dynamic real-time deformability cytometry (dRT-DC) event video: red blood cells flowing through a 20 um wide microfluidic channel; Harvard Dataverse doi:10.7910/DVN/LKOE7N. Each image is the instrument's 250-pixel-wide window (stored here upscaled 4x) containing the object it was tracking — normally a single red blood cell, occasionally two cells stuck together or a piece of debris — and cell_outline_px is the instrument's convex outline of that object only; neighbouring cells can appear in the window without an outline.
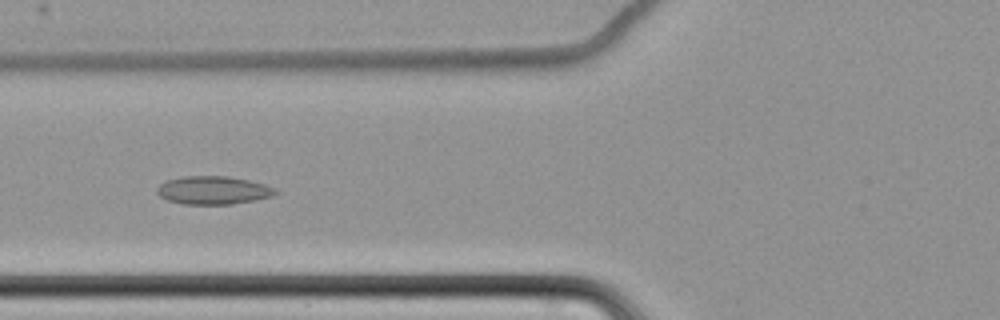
{"species": "common noctule bat (a hibernating species)", "species_latin": "Nyctalus noctula", "temperature_condition": "cold", "stored_images_in_passage": 41, "camera_frame_rate_fps": 3000, "um_per_image_px": 0.085, "animal": {"sex": "female", "body_mass_g": 22.7, "forearm_length_mm": 54.2}, "frame": {"image": 1, "passage_image": 5, "time_ms": 1.333, "image_size_px": [1000, 320], "cell_outline_px": [[280, 192], [272, 196], [256, 200], [232, 204], [184, 204], [168, 200], [160, 196], [156, 192], [156, 188], [164, 180], [184, 176], [228, 176], [248, 180], [264, 184], [276, 188]], "centroid_in_image_um": [18.13, 16.17], "position_along_channel_um": 107.7, "area_um2": 19.59}}
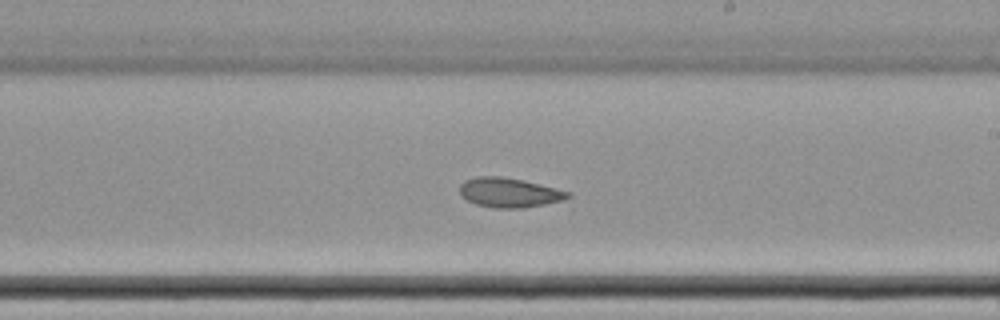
{"frame": {"image": 2, "passage_image": 17, "time_ms": 5.333, "image_size_px": [1000, 320], "cell_outline_px": [[572, 208], [492, 208], [476, 204], [460, 196], [460, 184], [464, 180], [476, 176], [504, 176], [524, 180], [572, 192]], "centroid_in_image_um": [43.63, 16.45], "position_along_channel_um": 245.4, "area_um2": 20.63}}
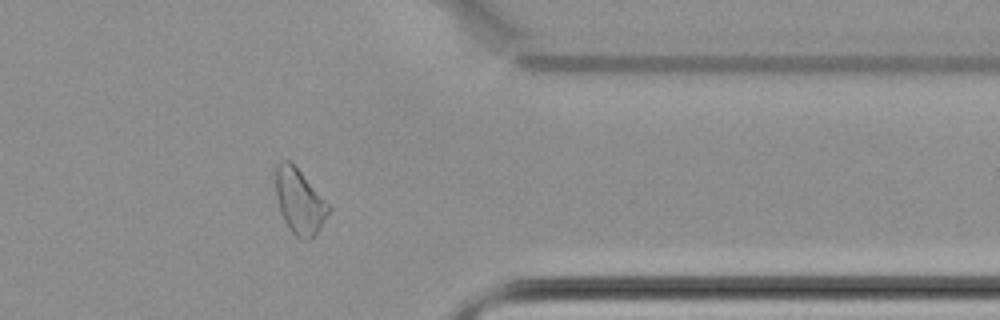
{"frame": {"image": 3, "passage_image": 30, "time_ms": 9.667, "image_size_px": [1000, 320], "cell_outline_px": [[332, 208], [320, 228], [308, 240], [300, 240], [292, 232], [284, 220], [280, 212], [276, 196], [276, 164], [280, 160], [288, 160], [300, 172]], "centroid_in_image_um": [25.44, 17.14], "position_along_channel_um": 386.0, "area_um2": 19.65}}